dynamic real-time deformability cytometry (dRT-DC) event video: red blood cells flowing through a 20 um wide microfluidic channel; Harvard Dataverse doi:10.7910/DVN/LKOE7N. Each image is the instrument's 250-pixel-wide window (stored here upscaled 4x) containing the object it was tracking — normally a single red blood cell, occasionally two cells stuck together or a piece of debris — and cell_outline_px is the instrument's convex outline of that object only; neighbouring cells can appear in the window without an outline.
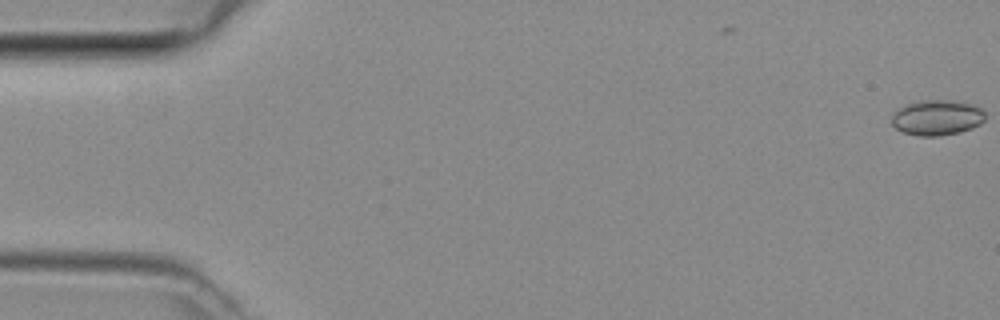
{"species": "common noctule bat (a hibernating species)", "species_latin": "Nyctalus noctula", "temperature_condition": "room temperature", "stored_images_in_passage": 5, "camera_frame_rate_fps": 3000, "um_per_image_px": 0.085, "animal": {"sex": "female", "body_mass_g": 29.2, "forearm_length_mm": 56.3}, "frame": {"image": 1, "passage_image": 1, "time_ms": 0.0, "image_size_px": [1000, 320], "cell_outline_px": [[984, 120], [980, 124], [972, 128], [960, 132], [940, 136], [920, 136], [904, 132], [896, 128], [892, 124], [892, 116], [900, 108], [908, 104], [924, 100], [952, 100], [972, 104], [980, 108], [984, 112]], "centroid_in_image_um": [79.67, 10.0], "position_along_channel_um": 5.3, "area_um2": 19.07}}
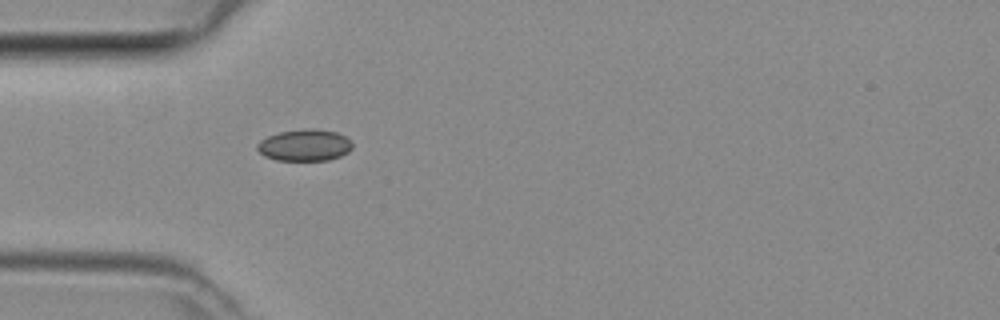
{"frame": {"image": 2, "passage_image": 5, "time_ms": 1.333, "image_size_px": [1000, 320], "cell_outline_px": [[352, 148], [348, 152], [340, 156], [328, 160], [276, 160], [264, 156], [256, 148], [256, 144], [260, 140], [268, 136], [280, 132], [304, 128], [316, 128], [336, 132], [352, 140]], "centroid_in_image_um": [25.9, 12.33], "position_along_channel_um": 59.1, "area_um2": 17.69}}